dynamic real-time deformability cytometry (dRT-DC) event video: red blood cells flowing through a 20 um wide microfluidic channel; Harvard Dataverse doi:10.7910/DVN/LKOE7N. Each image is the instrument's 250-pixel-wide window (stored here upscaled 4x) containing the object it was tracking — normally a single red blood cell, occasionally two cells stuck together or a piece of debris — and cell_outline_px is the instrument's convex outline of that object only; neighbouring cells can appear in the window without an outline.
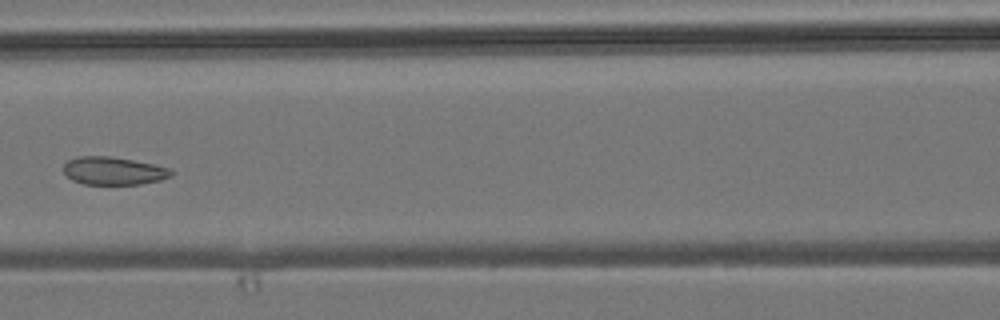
{"species": "common noctule bat (a hibernating species)", "species_latin": "Nyctalus noctula", "temperature_condition": "room temperature", "stored_images_in_passage": 6, "camera_frame_rate_fps": 3000, "um_per_image_px": 0.085, "animal": {"sex": "male", "body_mass_g": 19.2, "forearm_length_mm": 51.8}, "frame": {"image": 1, "passage_image": 5, "time_ms": 5.667, "image_size_px": [1000, 320], "cell_outline_px": [[172, 176], [160, 180], [140, 184], [84, 184], [72, 180], [64, 172], [64, 164], [68, 160], [76, 156], [112, 156], [152, 164], [168, 168], [172, 172]], "centroid_in_image_um": [9.62, 14.52], "position_along_channel_um": 157.0, "area_um2": 17.4}}
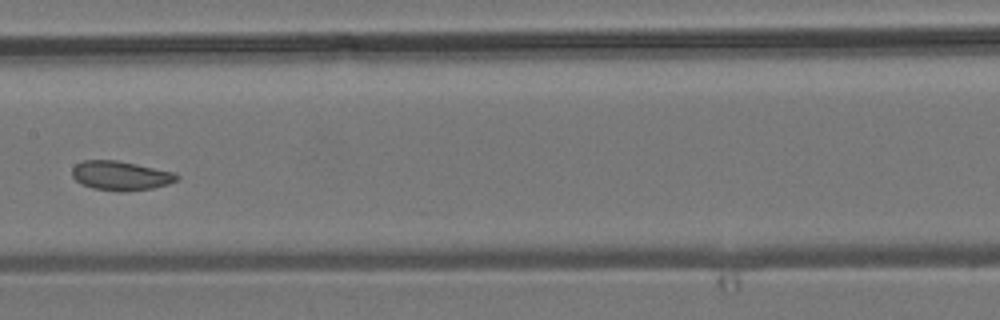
{"frame": {"image": 2, "passage_image": 6, "time_ms": 6.667, "image_size_px": [1000, 320], "cell_outline_px": [[180, 176], [176, 180], [168, 184], [152, 188], [120, 192], [116, 192], [92, 188], [80, 184], [72, 176], [72, 168], [76, 164], [84, 160], [116, 160], [136, 164], [172, 172]], "centroid_in_image_um": [10.21, 14.94], "position_along_channel_um": 197.2, "area_um2": 17.8}}